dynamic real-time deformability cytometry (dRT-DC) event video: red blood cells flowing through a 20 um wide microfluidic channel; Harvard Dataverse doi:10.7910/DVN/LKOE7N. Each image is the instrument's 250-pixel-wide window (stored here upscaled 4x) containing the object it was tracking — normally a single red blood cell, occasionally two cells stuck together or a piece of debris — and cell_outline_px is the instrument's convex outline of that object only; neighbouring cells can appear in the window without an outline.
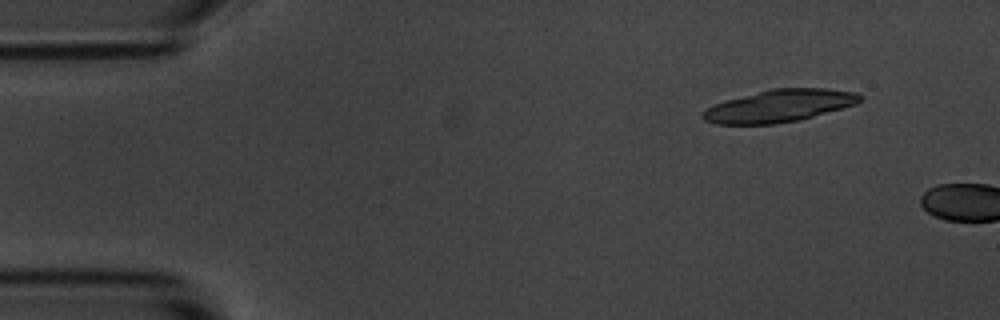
{"species": "common noctule bat (a hibernating species)", "species_latin": "Nyctalus noctula", "temperature_condition": "room temperature", "stored_images_in_passage": 2, "camera_frame_rate_fps": 3000, "um_per_image_px": 0.085, "animal": {"sex": "male", "body_mass_g": 20.1, "forearm_length_mm": 53.5}, "frame": {"image": 1, "passage_image": 1, "time_ms": 0.0, "image_size_px": [1000, 320], "cell_outline_px": [[860, 100], [856, 104], [800, 120], [776, 124], [716, 124], [704, 120], [700, 116], [708, 108], [724, 100], [772, 88], [824, 88], [856, 92], [860, 96]], "centroid_in_image_um": [66.22, 9.0], "position_along_channel_um": 18.8, "area_um2": 29.48}}